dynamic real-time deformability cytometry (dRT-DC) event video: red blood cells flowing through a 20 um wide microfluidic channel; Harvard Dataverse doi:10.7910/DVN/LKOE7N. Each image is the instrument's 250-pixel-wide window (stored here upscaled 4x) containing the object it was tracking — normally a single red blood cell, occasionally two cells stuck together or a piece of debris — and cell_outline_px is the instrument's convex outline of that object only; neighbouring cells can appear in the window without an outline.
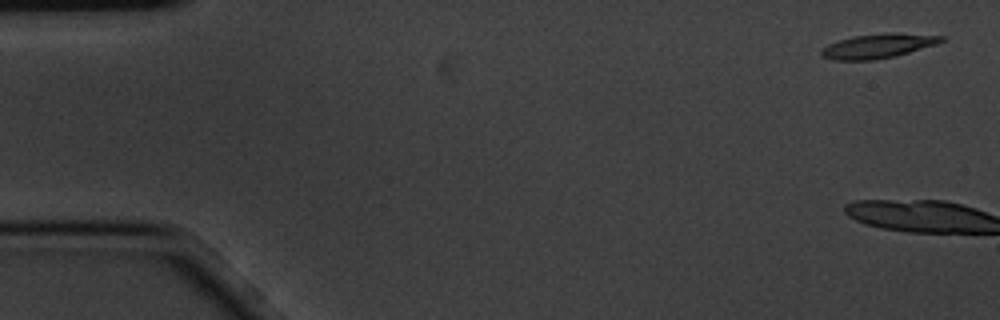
{"species": "common noctule bat (a hibernating species)", "species_latin": "Nyctalus noctula", "temperature_condition": "cold", "stored_images_in_passage": 6, "camera_frame_rate_fps": 3000, "um_per_image_px": 0.085, "animal": {"sex": "male", "body_mass_g": 20.1, "forearm_length_mm": 53.5}, "frame": {"image": 1, "passage_image": 1, "time_ms": 0.0, "image_size_px": [1000, 320], "cell_outline_px": [[944, 40], [936, 44], [896, 56], [876, 60], [832, 60], [820, 56], [820, 52], [828, 44], [852, 36], [888, 32], [892, 32], [944, 36]], "centroid_in_image_um": [74.61, 3.91], "position_along_channel_um": 10.4, "area_um2": 17.11}}